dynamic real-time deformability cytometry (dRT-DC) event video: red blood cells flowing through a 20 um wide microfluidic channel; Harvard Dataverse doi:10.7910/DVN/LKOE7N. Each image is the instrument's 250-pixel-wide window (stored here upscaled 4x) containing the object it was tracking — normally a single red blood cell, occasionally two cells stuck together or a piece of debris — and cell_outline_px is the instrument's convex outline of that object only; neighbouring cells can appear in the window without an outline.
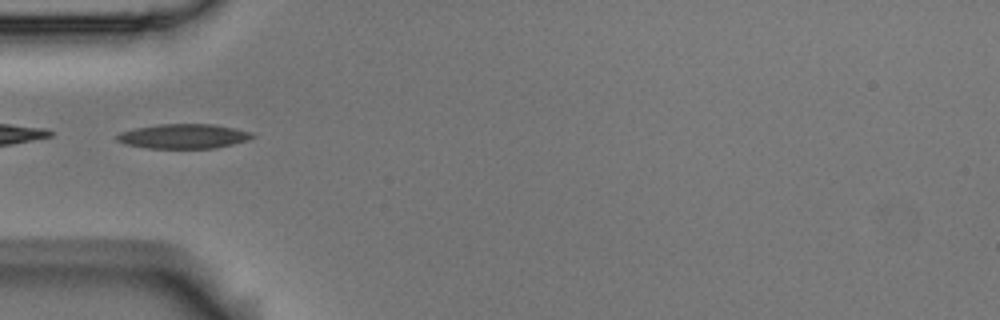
{"species": "Egyptian fruit bat (a non-hibernating species)", "species_latin": "Rousettus aegyptiacus", "temperature_condition": "room temperature", "stored_images_in_passage": 6, "camera_frame_rate_fps": 3000, "um_per_image_px": 0.085, "animal": {"sex": "male"}, "frame": {"image": 1, "passage_image": 3, "time_ms": 0.667, "image_size_px": [1000, 320], "cell_outline_px": [[256, 136], [232, 144], [216, 148], [148, 148], [124, 144], [116, 140], [116, 136], [120, 132], [136, 128], [160, 124], [212, 124], [236, 128], [252, 132]], "centroid_in_image_um": [15.59, 11.58], "position_along_channel_um": 69.4, "area_um2": 19.31}}
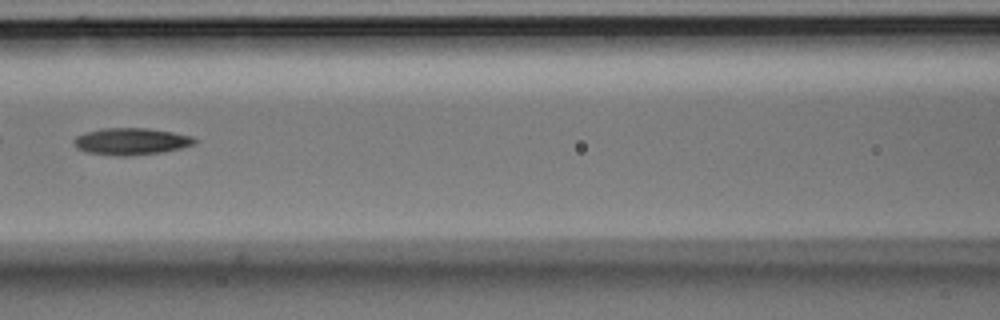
{"frame": {"image": 2, "passage_image": 5, "time_ms": 1.333, "image_size_px": [1000, 320], "cell_outline_px": [[200, 140], [196, 144], [164, 152], [128, 156], [116, 156], [84, 152], [76, 148], [72, 144], [72, 140], [76, 136], [100, 128], [148, 128], [172, 132], [192, 136]], "centroid_in_image_um": [11.14, 12.03], "position_along_channel_um": 155.5, "area_um2": 19.25}}
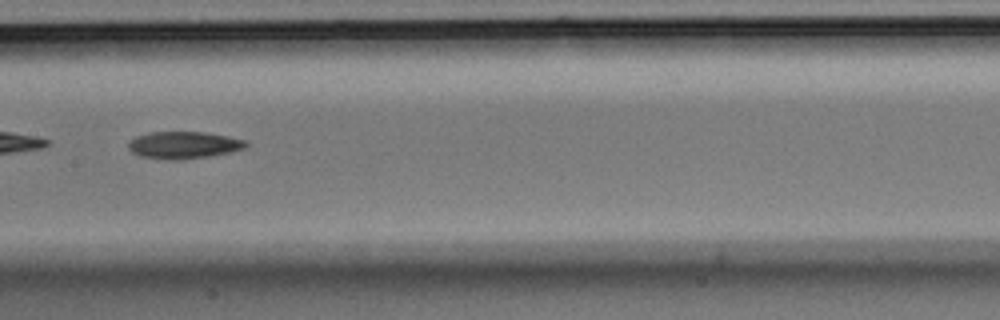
{"frame": {"image": 3, "passage_image": 6, "time_ms": 1.667, "image_size_px": [1000, 320], "cell_outline_px": [[248, 144], [244, 148], [232, 152], [212, 156], [180, 160], [164, 160], [140, 156], [132, 152], [128, 148], [128, 144], [136, 136], [152, 132], [204, 132], [228, 136], [248, 140]], "centroid_in_image_um": [15.65, 12.34], "position_along_channel_um": 191.8, "area_um2": 18.79}}